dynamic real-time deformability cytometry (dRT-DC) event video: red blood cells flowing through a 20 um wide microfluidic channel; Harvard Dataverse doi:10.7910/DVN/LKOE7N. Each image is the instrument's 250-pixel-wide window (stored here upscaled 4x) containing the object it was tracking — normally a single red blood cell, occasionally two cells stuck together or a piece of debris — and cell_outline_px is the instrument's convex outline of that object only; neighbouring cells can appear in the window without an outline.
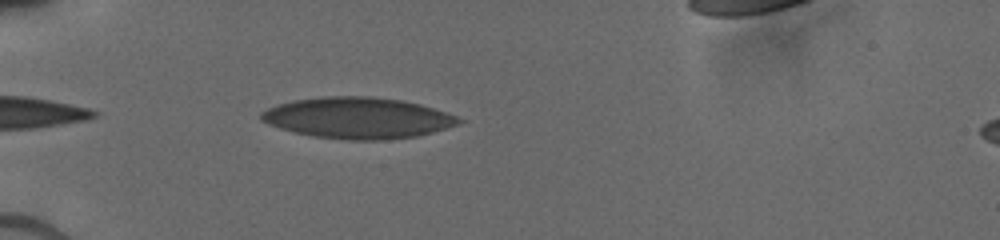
{"species": "human", "species_latin": "Homo sapiens", "temperature_condition": "cold", "stored_images_in_passage": 30, "camera_frame_rate_fps": 3000, "um_per_image_px": 0.085, "donor": {"sex": "male"}, "frame": {"image": 1, "passage_image": 2, "time_ms": 0.667, "image_size_px": [1000, 240], "cell_outline_px": [[468, 120], [460, 124], [432, 132], [416, 136], [380, 140], [348, 140], [312, 136], [280, 128], [268, 124], [260, 120], [260, 112], [268, 108], [292, 100], [320, 96], [372, 96], [400, 100], [420, 104]], "centroid_in_image_um": [30.41, 10.02], "position_along_channel_um": 54.6, "area_um2": 47.4}}
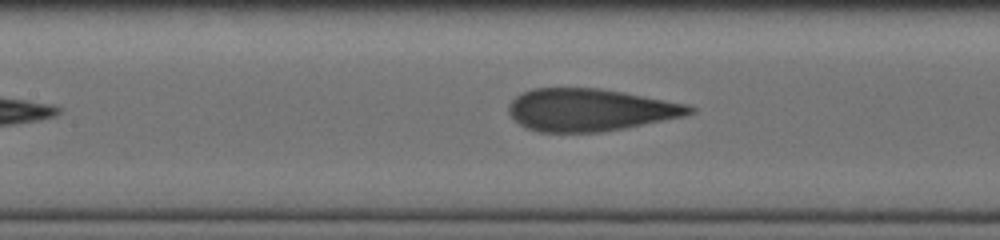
{"frame": {"image": 2, "passage_image": 13, "time_ms": 3.667, "image_size_px": [1000, 240], "cell_outline_px": [[696, 112], [684, 116], [624, 128], [600, 132], [540, 132], [528, 128], [520, 124], [508, 112], [508, 104], [516, 96], [532, 88], [600, 88], [624, 92], [688, 104], [696, 108]], "centroid_in_image_um": [50.17, 9.33], "position_along_channel_um": 157.2, "area_um2": 44.62}}
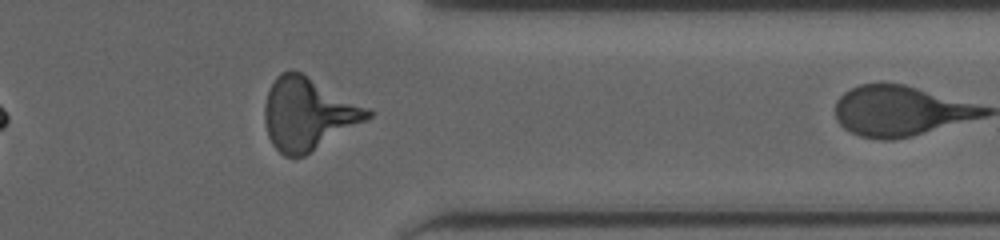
{"frame": {"image": 3, "passage_image": 28, "time_ms": 8.0, "image_size_px": [1000, 240], "cell_outline_px": [[372, 116], [304, 156], [284, 156], [272, 144], [268, 136], [264, 120], [264, 104], [268, 92], [276, 76], [280, 72], [292, 68], [304, 72], [368, 108], [372, 112]], "centroid_in_image_um": [26.14, 9.63], "position_along_channel_um": 385.3, "area_um2": 43.35}}